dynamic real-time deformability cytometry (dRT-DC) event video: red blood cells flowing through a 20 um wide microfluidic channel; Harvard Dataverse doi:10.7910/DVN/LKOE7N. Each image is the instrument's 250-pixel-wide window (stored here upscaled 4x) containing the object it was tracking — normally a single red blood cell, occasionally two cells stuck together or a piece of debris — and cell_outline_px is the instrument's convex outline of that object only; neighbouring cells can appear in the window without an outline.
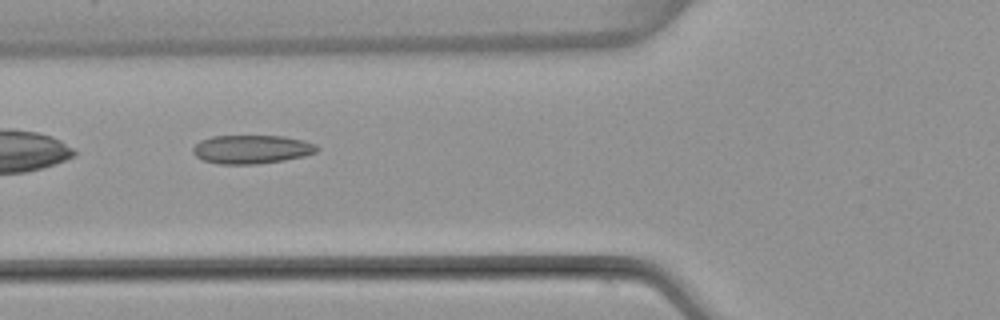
{"species": "common noctule bat (a hibernating species)", "species_latin": "Nyctalus noctula", "temperature_condition": "warm", "stored_images_in_passage": 7, "camera_frame_rate_fps": 3000, "um_per_image_px": 0.085, "animal": {"sex": "female", "body_mass_g": 22.7, "forearm_length_mm": 54.2}, "frame": {"image": 1, "passage_image": 6, "time_ms": 6.0, "image_size_px": [1000, 320], "cell_outline_px": [[320, 148], [316, 152], [304, 156], [284, 160], [256, 164], [220, 164], [204, 160], [196, 156], [192, 152], [192, 148], [200, 140], [212, 136], [284, 136], [304, 140], [316, 144]], "centroid_in_image_um": [21.4, 12.69], "position_along_channel_um": 104.4, "area_um2": 20.75}}
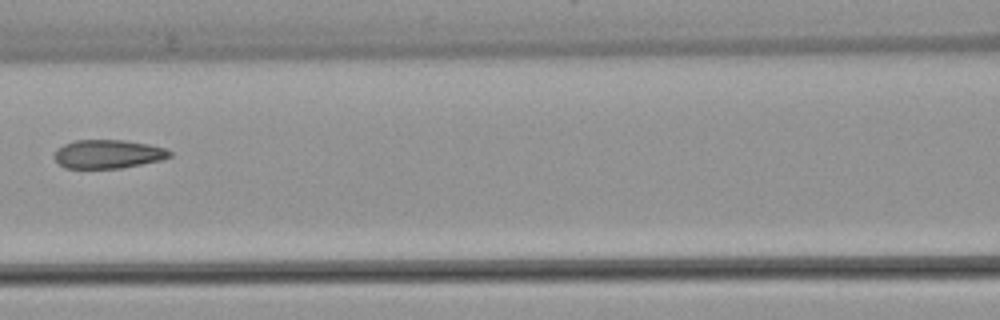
{"frame": {"image": 2, "passage_image": 7, "time_ms": 7.333, "image_size_px": [1000, 320], "cell_outline_px": [[172, 156], [160, 160], [120, 168], [64, 168], [52, 156], [64, 144], [76, 140], [124, 140], [148, 144], [164, 148], [172, 152]], "centroid_in_image_um": [9.18, 13.09], "position_along_channel_um": 157.4, "area_um2": 19.07}}